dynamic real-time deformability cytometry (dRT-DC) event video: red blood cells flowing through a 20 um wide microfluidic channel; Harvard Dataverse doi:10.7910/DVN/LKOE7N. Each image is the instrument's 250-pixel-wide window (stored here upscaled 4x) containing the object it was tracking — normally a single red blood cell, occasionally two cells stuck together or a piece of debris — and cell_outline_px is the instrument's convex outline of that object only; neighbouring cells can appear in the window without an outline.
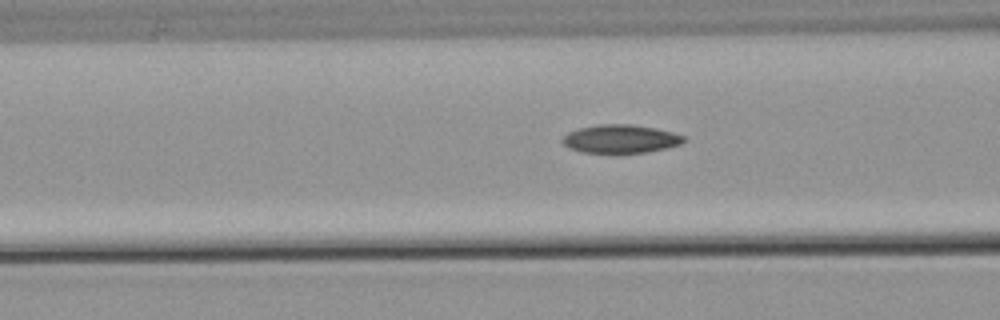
{"species": "common noctule bat (a hibernating species)", "species_latin": "Nyctalus noctula", "temperature_condition": "warm", "stored_images_in_passage": 10, "camera_frame_rate_fps": 3000, "um_per_image_px": 0.085, "animal": {"sex": "male", "body_mass_g": 21.5, "forearm_length_mm": 52.0}, "frame": {"image": 1, "passage_image": 7, "time_ms": 2.0, "image_size_px": [1000, 320], "cell_outline_px": [[684, 140], [680, 144], [668, 148], [648, 152], [616, 156], [580, 152], [568, 148], [560, 140], [568, 132], [580, 128], [600, 124], [632, 124], [656, 128], [672, 132], [684, 136]], "centroid_in_image_um": [52.71, 11.86], "position_along_channel_um": 113.9, "area_um2": 20.92}}